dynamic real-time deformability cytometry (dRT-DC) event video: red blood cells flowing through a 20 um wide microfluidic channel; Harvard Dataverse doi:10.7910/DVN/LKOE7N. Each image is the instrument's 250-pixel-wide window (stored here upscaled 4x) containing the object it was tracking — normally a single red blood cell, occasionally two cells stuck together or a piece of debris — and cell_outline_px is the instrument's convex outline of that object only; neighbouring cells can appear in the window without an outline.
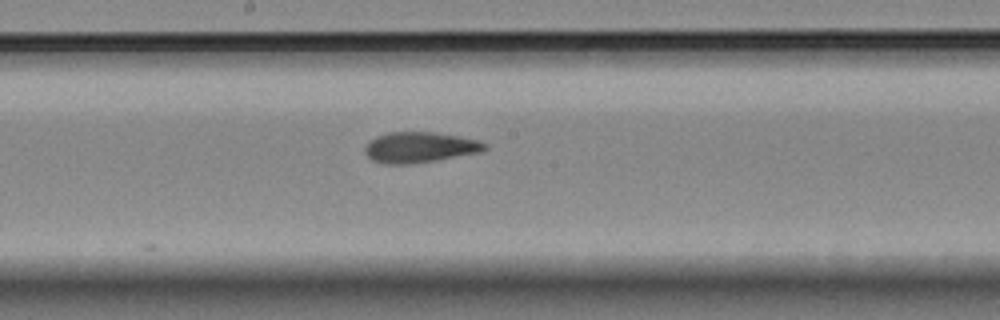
{"species": "Egyptian fruit bat (a non-hibernating species)", "species_latin": "Rousettus aegyptiacus", "temperature_condition": "room temperature", "stored_images_in_passage": 8, "camera_frame_rate_fps": 3000, "um_per_image_px": 0.085, "animal": {"sex": "female"}, "frame": {"image": 1, "passage_image": 8, "time_ms": 9.0, "image_size_px": [1000, 320], "cell_outline_px": [[488, 148], [484, 152], [436, 160], [408, 164], [388, 164], [372, 160], [364, 152], [364, 148], [376, 136], [388, 132], [432, 132], [480, 140], [488, 144]], "centroid_in_image_um": [35.73, 12.52], "position_along_channel_um": 212.5, "area_um2": 21.39}}